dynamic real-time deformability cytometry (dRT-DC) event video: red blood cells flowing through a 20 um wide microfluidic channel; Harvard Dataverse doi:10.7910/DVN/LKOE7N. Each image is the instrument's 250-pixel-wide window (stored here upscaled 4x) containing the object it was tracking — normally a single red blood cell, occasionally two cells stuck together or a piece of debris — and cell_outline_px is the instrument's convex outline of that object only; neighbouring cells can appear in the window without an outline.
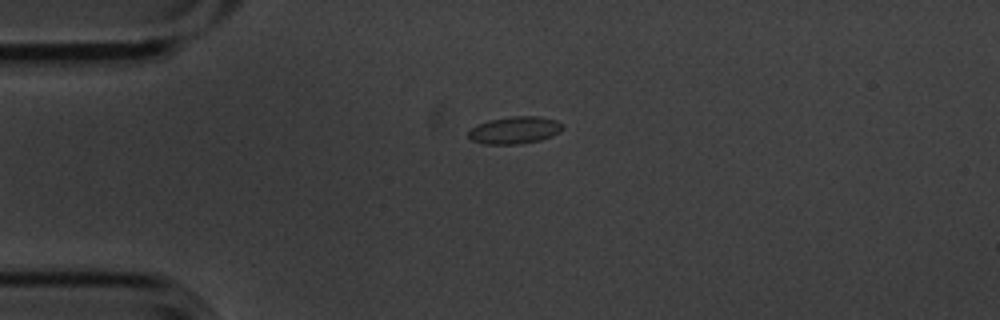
{"species": "common noctule bat (a hibernating species)", "species_latin": "Nyctalus noctula", "temperature_condition": "cold", "stored_images_in_passage": 2, "camera_frame_rate_fps": 3000, "um_per_image_px": 0.085, "animal": {"sex": "male", "body_mass_g": 20.1, "forearm_length_mm": 53.5}, "frame": {"image": 1, "passage_image": 1, "time_ms": 0.0, "image_size_px": [1000, 320], "cell_outline_px": [[564, 128], [560, 132], [552, 136], [540, 140], [516, 144], [484, 144], [472, 140], [468, 136], [468, 132], [472, 128], [488, 120], [512, 116], [540, 116], [556, 120], [564, 124]], "centroid_in_image_um": [43.79, 11.05], "position_along_channel_um": 41.2, "area_um2": 14.97}}